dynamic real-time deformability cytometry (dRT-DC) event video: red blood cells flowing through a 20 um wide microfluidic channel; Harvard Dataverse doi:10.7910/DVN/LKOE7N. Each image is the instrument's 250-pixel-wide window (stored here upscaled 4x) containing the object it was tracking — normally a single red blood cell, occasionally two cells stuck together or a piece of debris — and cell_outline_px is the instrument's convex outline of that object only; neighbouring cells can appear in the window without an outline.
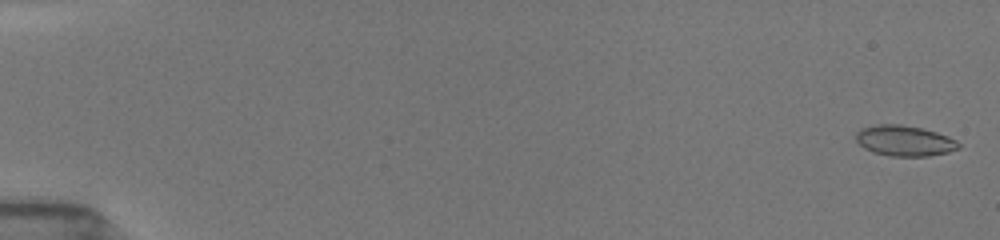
{"species": "common noctule bat (a hibernating species)", "species_latin": "Nyctalus noctula", "temperature_condition": "room temperature", "stored_images_in_passage": 9, "camera_frame_rate_fps": 3000, "um_per_image_px": 0.085, "animal": {"sex": "female", "body_mass_g": 19.5, "forearm_length_mm": 54.1}, "frame": {"image": 1, "passage_image": 2, "time_ms": 0.333, "image_size_px": [1000, 240], "cell_outline_px": [[960, 148], [948, 152], [928, 156], [888, 156], [872, 152], [864, 148], [856, 140], [856, 132], [860, 128], [876, 124], [900, 124], [920, 128], [936, 132], [948, 136], [956, 140], [960, 144]], "centroid_in_image_um": [76.86, 11.96], "position_along_channel_um": 8.1, "area_um2": 18.38}}
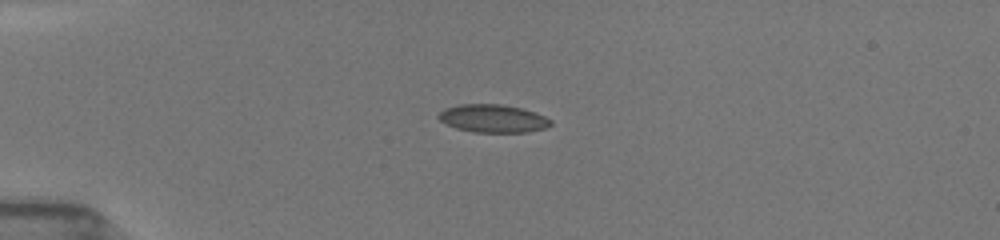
{"frame": {"image": 2, "passage_image": 8, "time_ms": 4.667, "image_size_px": [1000, 240], "cell_outline_px": [[552, 124], [544, 128], [528, 132], [472, 132], [456, 128], [440, 120], [436, 116], [444, 108], [456, 104], [504, 104], [536, 112], [552, 120]], "centroid_in_image_um": [41.89, 10.06], "position_along_channel_um": 43.1, "area_um2": 18.38}}